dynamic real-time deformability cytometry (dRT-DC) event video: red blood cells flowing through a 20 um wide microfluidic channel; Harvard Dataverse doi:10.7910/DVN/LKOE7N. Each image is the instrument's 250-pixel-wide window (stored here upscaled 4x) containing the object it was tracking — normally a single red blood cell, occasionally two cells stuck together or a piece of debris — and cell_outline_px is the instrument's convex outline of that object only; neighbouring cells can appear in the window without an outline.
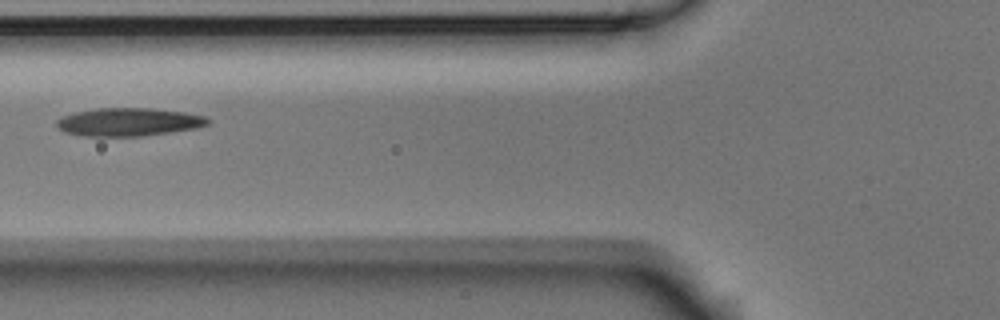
{"species": "Egyptian fruit bat (a non-hibernating species)", "species_latin": "Rousettus aegyptiacus", "temperature_condition": "room temperature", "stored_images_in_passage": 9, "camera_frame_rate_fps": 3000, "um_per_image_px": 0.085, "animal": {"sex": "male"}, "frame": {"image": 1, "passage_image": 6, "time_ms": 1.667, "image_size_px": [1000, 320], "cell_outline_px": [[212, 120], [208, 124], [200, 128], [144, 136], [84, 136], [64, 132], [56, 128], [56, 120], [72, 112], [96, 108], [148, 108], [184, 112], [204, 116]], "centroid_in_image_um": [10.93, 10.37], "position_along_channel_um": 114.9, "area_um2": 25.09}}
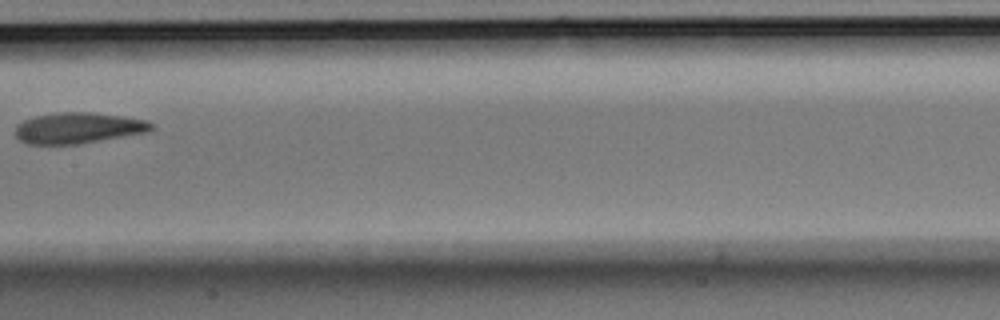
{"frame": {"image": 2, "passage_image": 8, "time_ms": 2.333, "image_size_px": [1000, 320], "cell_outline_px": [[156, 128], [148, 132], [76, 144], [28, 144], [20, 140], [16, 136], [16, 124], [24, 120], [36, 116], [56, 112], [92, 112], [124, 116], [148, 120]], "centroid_in_image_um": [6.67, 10.86], "position_along_channel_um": 200.7, "area_um2": 24.57}}
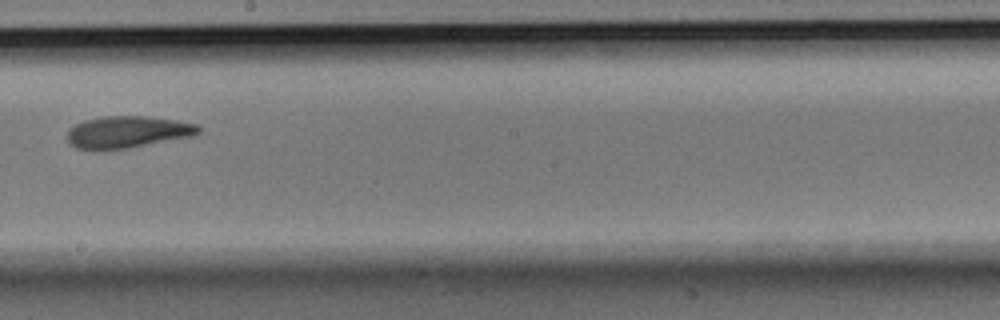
{"frame": {"image": 3, "passage_image": 9, "time_ms": 2.667, "image_size_px": [1000, 320], "cell_outline_px": [[200, 132], [196, 136], [128, 148], [92, 152], [76, 148], [68, 140], [68, 128], [84, 120], [104, 116], [148, 116], [176, 120], [196, 124], [200, 128]], "centroid_in_image_um": [10.83, 11.24], "position_along_channel_um": 237.4, "area_um2": 24.91}}